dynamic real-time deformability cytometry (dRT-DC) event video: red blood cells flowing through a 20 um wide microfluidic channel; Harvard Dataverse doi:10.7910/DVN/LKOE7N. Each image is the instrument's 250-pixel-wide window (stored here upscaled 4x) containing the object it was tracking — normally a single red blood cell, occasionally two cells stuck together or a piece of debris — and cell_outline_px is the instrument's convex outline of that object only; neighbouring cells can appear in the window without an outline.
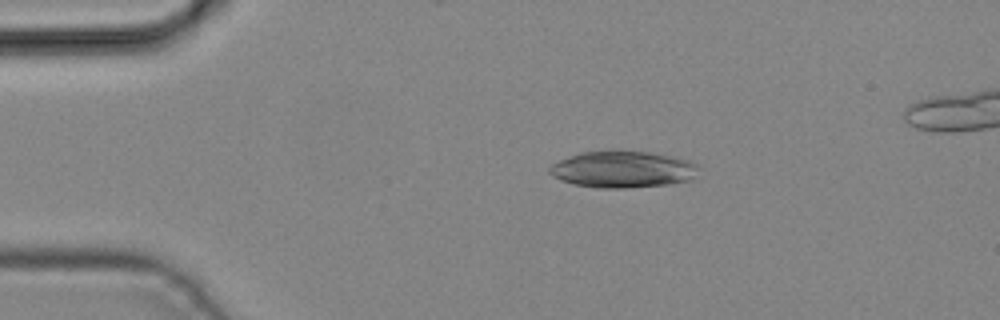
{"species": "common noctule bat (a hibernating species)", "species_latin": "Nyctalus noctula", "temperature_condition": "cold", "stored_images_in_passage": 5, "camera_frame_rate_fps": 3000, "um_per_image_px": 0.085, "animal": {"sex": "male", "body_mass_g": 19.2, "forearm_length_mm": 51.8}, "frame": {"image": 1, "passage_image": 3, "time_ms": 0.667, "image_size_px": [1000, 320], "cell_outline_px": [[696, 168], [692, 180], [668, 184], [628, 188], [600, 188], [572, 184], [560, 180], [552, 176], [548, 172], [548, 168], [552, 164], [568, 156], [580, 152], [608, 148], [620, 148], [676, 156], [688, 160], [696, 164]], "centroid_in_image_um": [52.87, 14.36], "position_along_channel_um": 32.1, "area_um2": 32.71}}